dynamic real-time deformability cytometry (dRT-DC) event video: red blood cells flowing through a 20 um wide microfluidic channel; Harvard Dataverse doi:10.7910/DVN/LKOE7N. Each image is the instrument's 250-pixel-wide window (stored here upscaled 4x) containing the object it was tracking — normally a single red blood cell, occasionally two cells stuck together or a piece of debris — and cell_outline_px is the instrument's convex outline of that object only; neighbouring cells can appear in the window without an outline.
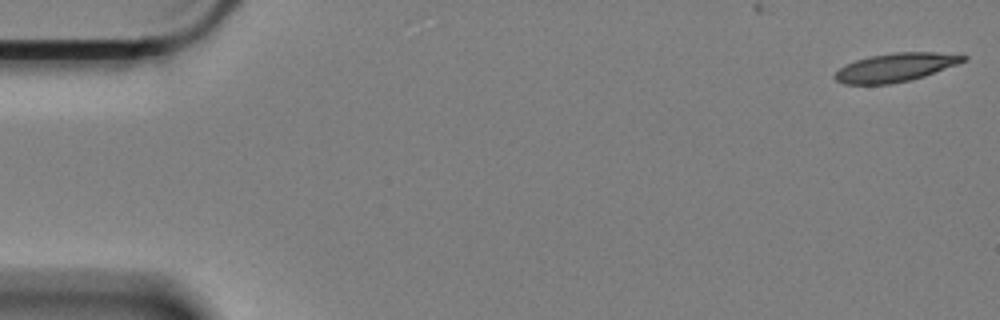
{"species": "Egyptian fruit bat (a non-hibernating species)", "species_latin": "Rousettus aegyptiacus", "temperature_condition": "cold", "stored_images_in_passage": 17, "camera_frame_rate_fps": 3000, "um_per_image_px": 0.085, "animal": {"sex": "female"}, "frame": {"image": 1, "passage_image": 1, "time_ms": 0.0, "image_size_px": [1000, 320], "cell_outline_px": [[968, 60], [924, 76], [908, 80], [888, 84], [844, 84], [836, 80], [832, 76], [844, 64], [868, 56], [892, 52], [936, 52], [968, 56]], "centroid_in_image_um": [76.09, 5.72], "position_along_channel_um": 8.9, "area_um2": 21.33}}
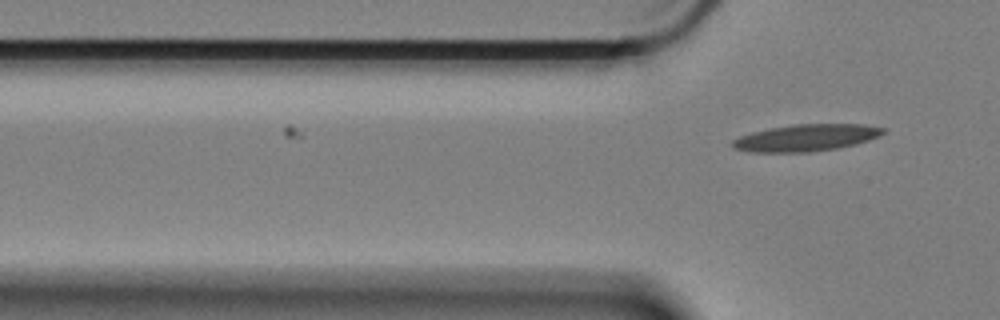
{"frame": {"image": 2, "passage_image": 17, "time_ms": 5.333, "image_size_px": [1000, 320], "cell_outline_px": [[884, 132], [868, 140], [856, 144], [840, 148], [808, 152], [748, 152], [732, 148], [728, 144], [732, 140], [740, 136], [752, 132], [768, 128], [792, 124], [864, 124], [884, 128]], "centroid_in_image_um": [68.44, 11.71], "position_along_channel_um": 57.4, "area_um2": 23.76}}